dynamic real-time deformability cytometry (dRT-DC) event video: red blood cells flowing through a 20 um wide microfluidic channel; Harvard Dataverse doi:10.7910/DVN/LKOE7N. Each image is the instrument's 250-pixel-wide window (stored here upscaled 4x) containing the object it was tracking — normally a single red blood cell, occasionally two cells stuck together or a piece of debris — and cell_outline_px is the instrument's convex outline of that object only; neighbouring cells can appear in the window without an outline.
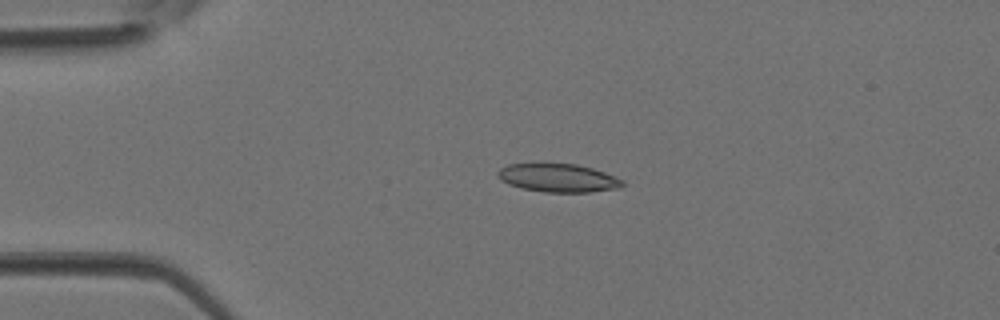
{"species": "Egyptian fruit bat (a non-hibernating species)", "species_latin": "Rousettus aegyptiacus", "temperature_condition": "room temperature", "stored_images_in_passage": 3, "camera_frame_rate_fps": 3000, "um_per_image_px": 0.085, "animal": {"sex": "female"}, "frame": {"image": 1, "passage_image": 2, "time_ms": 0.333, "image_size_px": [1000, 320], "cell_outline_px": [[624, 184], [620, 188], [588, 192], [544, 192], [520, 188], [508, 184], [500, 180], [496, 176], [496, 172], [500, 168], [508, 164], [576, 164], [592, 168], [604, 172], [624, 180]], "centroid_in_image_um": [47.41, 15.13], "position_along_channel_um": 37.6, "area_um2": 20.63}}